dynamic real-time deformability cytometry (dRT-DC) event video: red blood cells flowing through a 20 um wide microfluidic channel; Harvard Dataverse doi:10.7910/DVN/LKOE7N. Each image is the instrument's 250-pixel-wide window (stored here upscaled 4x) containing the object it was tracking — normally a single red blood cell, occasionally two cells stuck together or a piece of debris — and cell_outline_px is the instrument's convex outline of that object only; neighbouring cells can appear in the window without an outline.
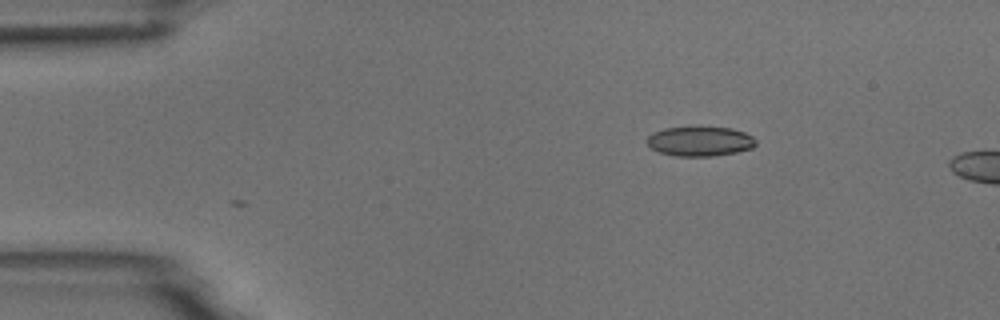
{"species": "common noctule bat (a hibernating species)", "species_latin": "Nyctalus noctula", "temperature_condition": "room temperature", "stored_images_in_passage": 3, "camera_frame_rate_fps": 3000, "um_per_image_px": 0.085, "animal": {"sex": "male", "body_mass_g": 18.8}, "frame": {"image": 1, "passage_image": 3, "time_ms": 2.333, "image_size_px": [1000, 320], "cell_outline_px": [[756, 144], [752, 148], [736, 152], [716, 156], [676, 156], [660, 152], [652, 148], [644, 140], [648, 136], [664, 128], [696, 124], [732, 128], [744, 132], [752, 136], [756, 140]], "centroid_in_image_um": [59.5, 11.96], "position_along_channel_um": 25.5, "area_um2": 19.54}}